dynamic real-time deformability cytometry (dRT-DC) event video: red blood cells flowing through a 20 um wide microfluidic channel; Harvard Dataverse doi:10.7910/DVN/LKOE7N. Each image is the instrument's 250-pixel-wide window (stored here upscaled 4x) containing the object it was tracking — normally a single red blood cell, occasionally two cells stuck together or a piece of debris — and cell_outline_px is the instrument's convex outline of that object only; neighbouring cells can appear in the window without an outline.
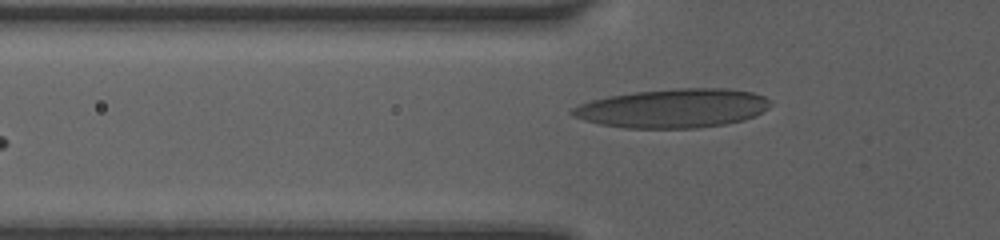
{"species": "human", "species_latin": "Homo sapiens", "temperature_condition": "room temperature", "stored_images_in_passage": 8, "camera_frame_rate_fps": 3000, "um_per_image_px": 0.085, "donor": {"sex": "female"}, "frame": {"image": 1, "passage_image": 8, "time_ms": 7.0, "image_size_px": [1000, 240], "cell_outline_px": [[772, 104], [768, 108], [744, 120], [724, 124], [696, 128], [628, 128], [600, 124], [584, 120], [572, 116], [568, 112], [572, 108], [580, 104], [592, 100], [608, 96], [632, 92], [676, 88], [724, 88], [752, 92], [764, 96], [772, 100]], "centroid_in_image_um": [57.2, 9.2], "position_along_channel_um": 68.6, "area_um2": 45.03}}